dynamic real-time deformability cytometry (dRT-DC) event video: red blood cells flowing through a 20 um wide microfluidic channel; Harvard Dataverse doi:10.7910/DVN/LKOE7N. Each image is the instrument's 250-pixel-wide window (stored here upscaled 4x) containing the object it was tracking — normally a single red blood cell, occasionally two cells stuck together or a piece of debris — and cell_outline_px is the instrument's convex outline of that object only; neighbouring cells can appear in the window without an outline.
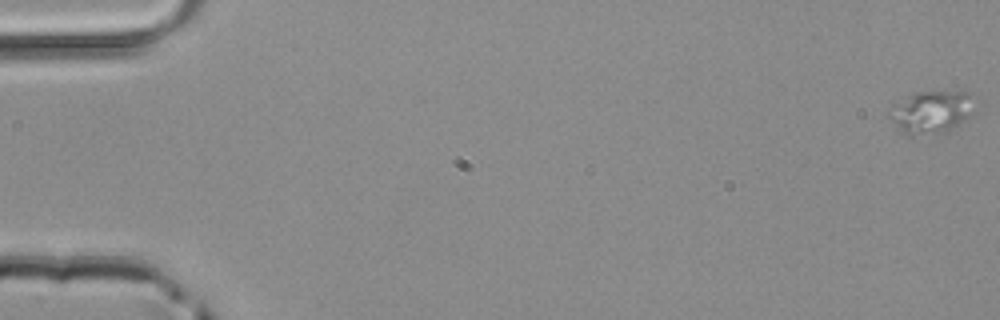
{"species": "common noctule bat (a hibernating species)", "species_latin": "Nyctalus noctula", "temperature_condition": "room temperature", "stored_images_in_passage": 51, "camera_frame_rate_fps": 3000, "um_per_image_px": 0.085, "animal": {"sex": "male", "body_mass_g": 20.4}, "frame": {"image": 1, "passage_image": 1, "time_ms": 0.0, "image_size_px": [1000, 320], "cell_outline_px": [[968, 112], [948, 132], [912, 136], [904, 132], [888, 116], [888, 108], [892, 104], [916, 92], [968, 92]], "centroid_in_image_um": [78.98, 9.53], "position_along_channel_um": 6.0, "area_um2": 19.94}}